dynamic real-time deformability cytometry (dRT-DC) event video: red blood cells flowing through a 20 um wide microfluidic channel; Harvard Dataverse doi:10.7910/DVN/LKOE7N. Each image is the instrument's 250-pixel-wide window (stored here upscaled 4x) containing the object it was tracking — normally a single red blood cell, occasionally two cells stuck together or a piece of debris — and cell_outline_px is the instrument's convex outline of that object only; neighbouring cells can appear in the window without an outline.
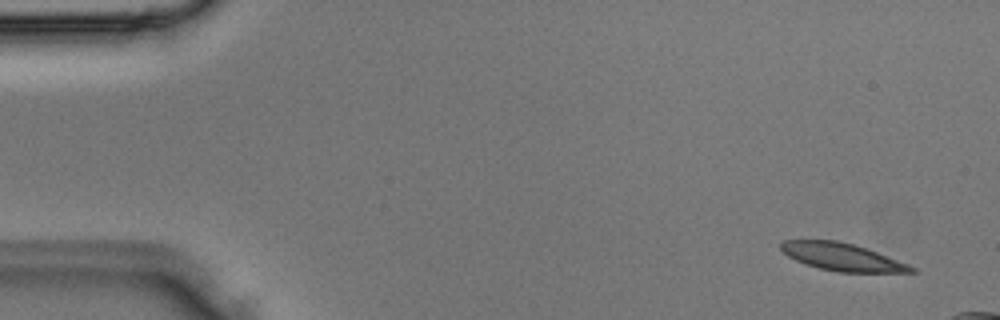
{"species": "Egyptian fruit bat (a non-hibernating species)", "species_latin": "Rousettus aegyptiacus", "temperature_condition": "room temperature", "stored_images_in_passage": 3, "camera_frame_rate_fps": 3000, "um_per_image_px": 0.085, "animal": {"sex": "male"}, "frame": {"image": 1, "passage_image": 1, "time_ms": 0.0, "image_size_px": [1000, 320], "cell_outline_px": [[916, 272], [840, 272], [820, 268], [804, 264], [788, 256], [780, 248], [780, 244], [784, 240], [836, 240], [852, 244], [876, 252], [908, 264], [916, 268]], "centroid_in_image_um": [71.55, 21.84], "position_along_channel_um": 13.4, "area_um2": 20.58}}